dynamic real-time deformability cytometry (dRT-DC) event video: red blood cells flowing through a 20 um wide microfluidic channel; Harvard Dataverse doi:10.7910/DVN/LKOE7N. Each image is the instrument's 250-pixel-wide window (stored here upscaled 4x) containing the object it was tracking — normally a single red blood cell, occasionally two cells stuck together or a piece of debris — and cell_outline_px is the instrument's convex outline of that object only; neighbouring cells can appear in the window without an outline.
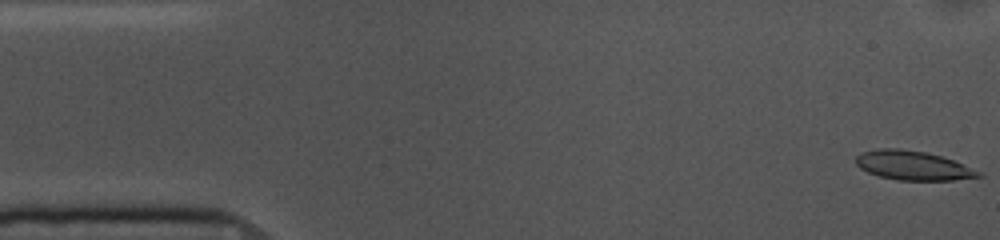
{"species": "common noctule bat (a hibernating species)", "species_latin": "Nyctalus noctula", "temperature_condition": "cold", "stored_images_in_passage": 53, "camera_frame_rate_fps": 3000, "um_per_image_px": 0.085, "animal": {"sex": "female", "body_mass_g": 10.0, "forearm_length_mm": 53.1}, "frame": {"image": 1, "passage_image": 1, "time_ms": 0.0, "image_size_px": [1000, 240], "cell_outline_px": [[984, 176], [952, 180], [900, 180], [880, 176], [868, 172], [860, 168], [856, 164], [856, 156], [860, 152], [880, 148], [900, 148], [924, 152], [940, 156], [952, 160], [980, 172]], "centroid_in_image_um": [77.55, 14.06], "position_along_channel_um": 7.4, "area_um2": 20.58}}
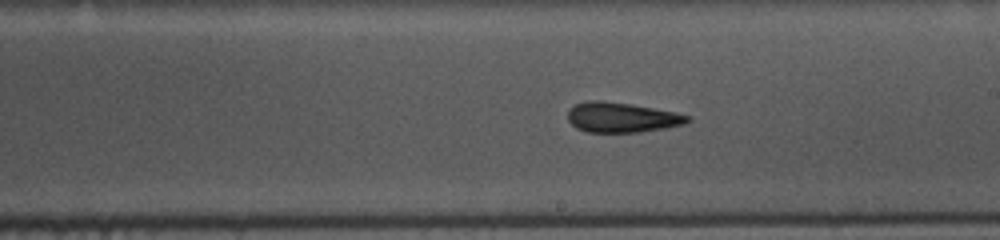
{"frame": {"image": 2, "passage_image": 29, "time_ms": 9.333, "image_size_px": [1000, 240], "cell_outline_px": [[692, 120], [684, 124], [664, 128], [640, 132], [588, 132], [576, 128], [568, 120], [568, 108], [576, 104], [588, 100], [604, 100], [632, 104], [676, 112], [688, 116]], "centroid_in_image_um": [52.83, 9.97], "position_along_channel_um": 236.2, "area_um2": 21.04}}
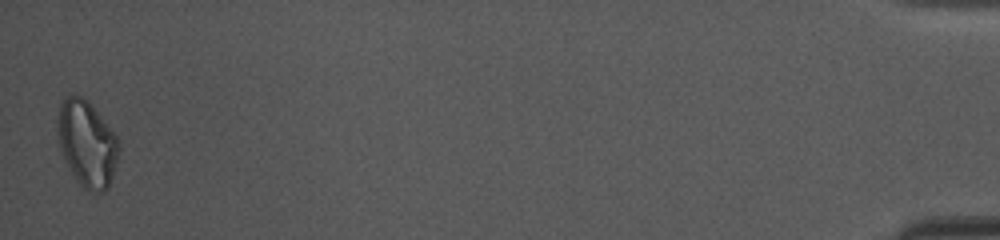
{"frame": {"image": 3, "passage_image": 53, "time_ms": 17.333, "image_size_px": [1000, 240], "cell_outline_px": [[120, 148], [112, 176], [108, 188], [100, 192], [88, 192], [80, 184], [72, 172], [60, 148], [56, 132], [56, 120], [60, 104], [68, 96], [80, 96], [96, 112], [116, 136], [120, 144]], "centroid_in_image_um": [7.37, 12.24], "position_along_channel_um": 427.8, "area_um2": 30.0}, "authors_computed_cell_mechanics": {"area_um2": 21.4438, "velocity_mm_per_s": 3.6435, "shape_relaxation_time_tau1_ms": 3.6971, "shape_relaxation_time_tau2_ms": 2.2704, "deformation_change_tau1": 0.1272, "deformation_change_tau2": 0.1105}}